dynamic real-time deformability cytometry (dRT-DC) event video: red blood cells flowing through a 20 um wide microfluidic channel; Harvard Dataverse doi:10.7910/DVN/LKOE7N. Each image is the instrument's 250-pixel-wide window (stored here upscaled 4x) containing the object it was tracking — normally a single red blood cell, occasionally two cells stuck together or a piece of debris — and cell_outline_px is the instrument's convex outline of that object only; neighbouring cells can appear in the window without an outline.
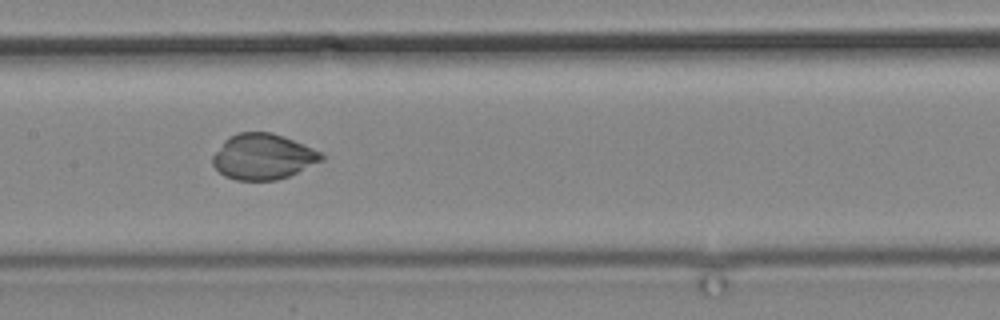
{"species": "common noctule bat (a hibernating species)", "species_latin": "Nyctalus noctula", "temperature_condition": "cold", "stored_images_in_passage": 15, "camera_frame_rate_fps": 3000, "um_per_image_px": 0.085, "animal": {"sex": "male", "body_mass_g": 19.2, "forearm_length_mm": 51.8}, "frame": {"image": 1, "passage_image": 13, "time_ms": 15.0, "image_size_px": [1000, 320], "cell_outline_px": [[324, 156], [320, 160], [288, 176], [276, 180], [236, 180], [224, 176], [212, 164], [212, 156], [224, 140], [228, 136], [236, 132], [272, 132], [312, 148], [320, 152]], "centroid_in_image_um": [22.28, 13.3], "position_along_channel_um": 185.1, "area_um2": 28.55}}
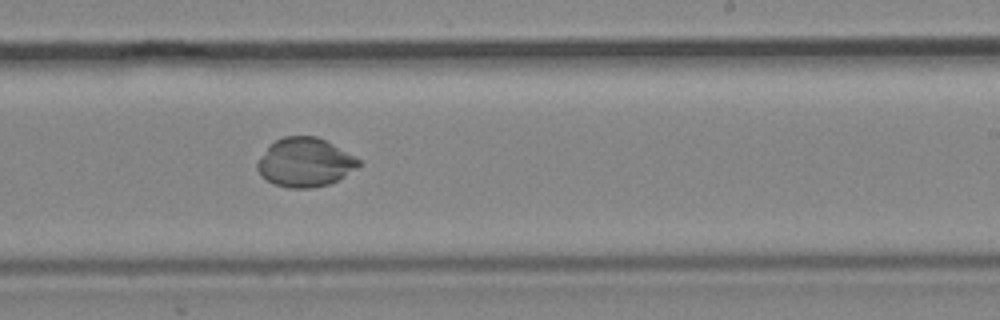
{"frame": {"image": 2, "passage_image": 15, "time_ms": 17.333, "image_size_px": [1000, 320], "cell_outline_px": [[360, 164], [344, 176], [328, 184], [312, 188], [288, 188], [272, 184], [260, 176], [256, 168], [256, 164], [268, 148], [276, 140], [284, 136], [316, 136], [332, 144], [360, 160]], "centroid_in_image_um": [25.88, 13.82], "position_along_channel_um": 263.1, "area_um2": 28.44}}